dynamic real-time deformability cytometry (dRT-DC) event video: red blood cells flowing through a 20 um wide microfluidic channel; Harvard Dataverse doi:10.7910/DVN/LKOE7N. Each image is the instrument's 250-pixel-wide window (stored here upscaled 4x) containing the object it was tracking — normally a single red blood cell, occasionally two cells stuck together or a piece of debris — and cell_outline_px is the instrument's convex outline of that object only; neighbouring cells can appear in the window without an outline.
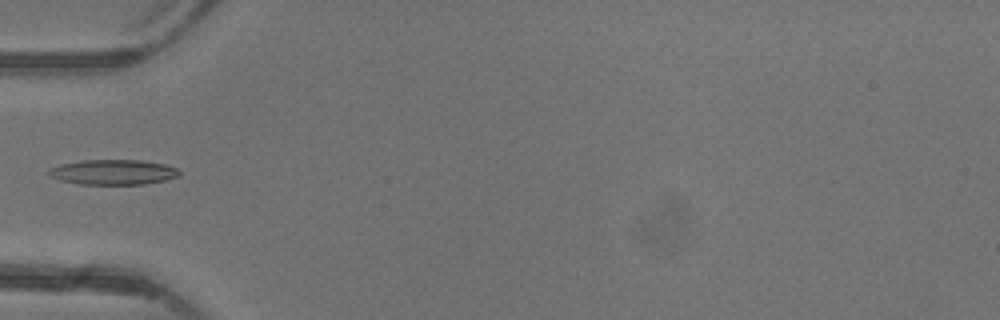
{"species": "common noctule bat (a hibernating species)", "species_latin": "Nyctalus noctula", "temperature_condition": "warm", "stored_images_in_passage": 4, "camera_frame_rate_fps": 3000, "um_per_image_px": 0.085, "animal": {"sex": "female"}, "frame": {"image": 1, "passage_image": 4, "time_ms": 4.667, "image_size_px": [1000, 320], "cell_outline_px": [[180, 176], [164, 180], [144, 184], [80, 184], [60, 180], [48, 176], [44, 172], [48, 168], [60, 164], [84, 160], [140, 160], [164, 164], [176, 168], [180, 172]], "centroid_in_image_um": [9.55, 14.63], "position_along_channel_um": 75.4, "area_um2": 19.19}}